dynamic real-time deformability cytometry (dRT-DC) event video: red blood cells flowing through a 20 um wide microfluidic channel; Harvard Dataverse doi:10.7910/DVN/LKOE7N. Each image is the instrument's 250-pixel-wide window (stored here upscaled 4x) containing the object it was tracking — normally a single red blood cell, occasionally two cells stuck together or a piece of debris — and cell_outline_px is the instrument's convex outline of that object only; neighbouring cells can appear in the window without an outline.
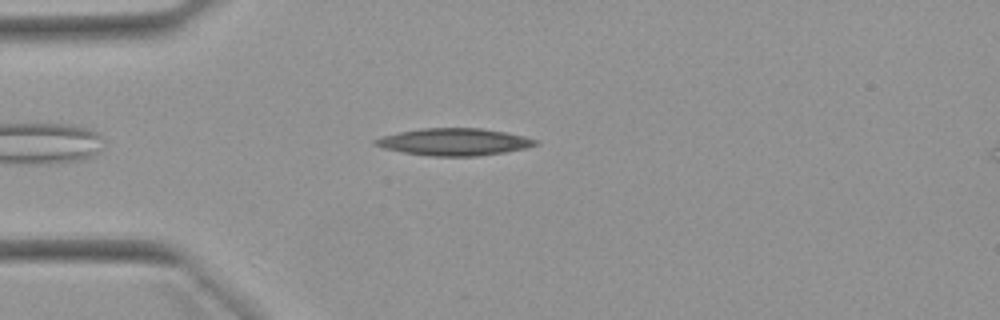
{"species": "Egyptian fruit bat (a non-hibernating species)", "species_latin": "Rousettus aegyptiacus", "temperature_condition": "warm", "stored_images_in_passage": 39, "camera_frame_rate_fps": 3000, "um_per_image_px": 0.085, "animal": {"sex": "female"}, "frame": {"image": 1, "passage_image": 1, "time_ms": 0.0, "image_size_px": [1000, 320], "cell_outline_px": [[540, 144], [524, 148], [504, 152], [476, 156], [432, 156], [404, 152], [384, 148], [372, 144], [372, 140], [384, 136], [400, 132], [420, 128], [480, 128], [504, 132], [524, 136], [536, 140]], "centroid_in_image_um": [38.59, 12.06], "position_along_channel_um": 46.4, "area_um2": 25.09}}
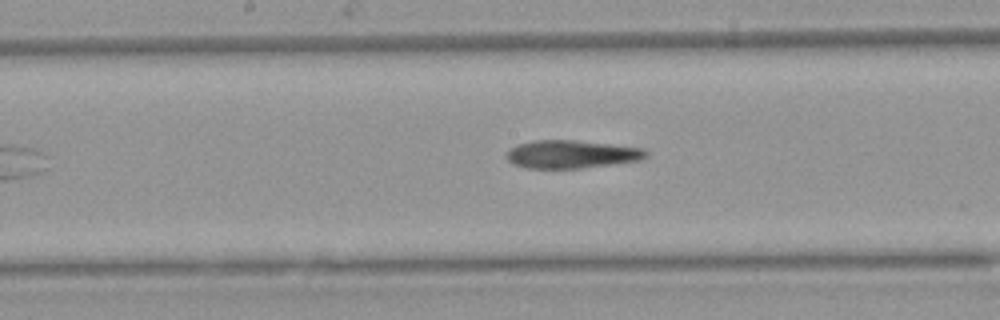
{"frame": {"image": 2, "passage_image": 14, "time_ms": 4.333, "image_size_px": [1000, 320], "cell_outline_px": [[648, 156], [640, 160], [580, 168], [528, 168], [512, 164], [504, 156], [508, 148], [516, 144], [536, 140], [576, 140], [644, 148], [648, 152]], "centroid_in_image_um": [48.52, 13.1], "position_along_channel_um": 199.7, "area_um2": 22.89}}
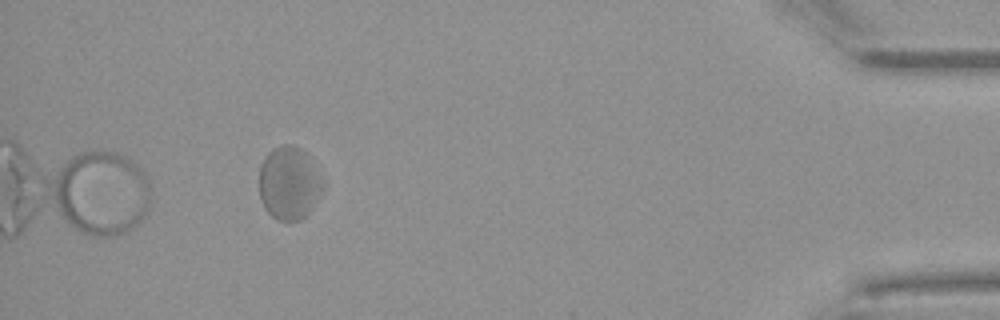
{"frame": {"image": 3, "passage_image": 35, "time_ms": 11.333, "image_size_px": [1000, 320], "cell_outline_px": [[324, 188], [312, 208], [300, 220], [276, 220], [264, 208], [260, 196], [260, 164], [264, 156], [272, 148], [284, 144], [292, 144], [308, 152], [324, 180]], "centroid_in_image_um": [24.59, 15.52], "position_along_channel_um": 410.6, "area_um2": 27.57}, "authors_computed_cell_mechanics": {"area_um2": 24.3916, "velocity_mm_per_s": 3.8934, "shape_relaxation_time_tau1_ms": null, "shape_relaxation_time_tau2_ms": 5.5653, "deformation_change_tau1": null, "deformation_change_tau2": 0.1603}}